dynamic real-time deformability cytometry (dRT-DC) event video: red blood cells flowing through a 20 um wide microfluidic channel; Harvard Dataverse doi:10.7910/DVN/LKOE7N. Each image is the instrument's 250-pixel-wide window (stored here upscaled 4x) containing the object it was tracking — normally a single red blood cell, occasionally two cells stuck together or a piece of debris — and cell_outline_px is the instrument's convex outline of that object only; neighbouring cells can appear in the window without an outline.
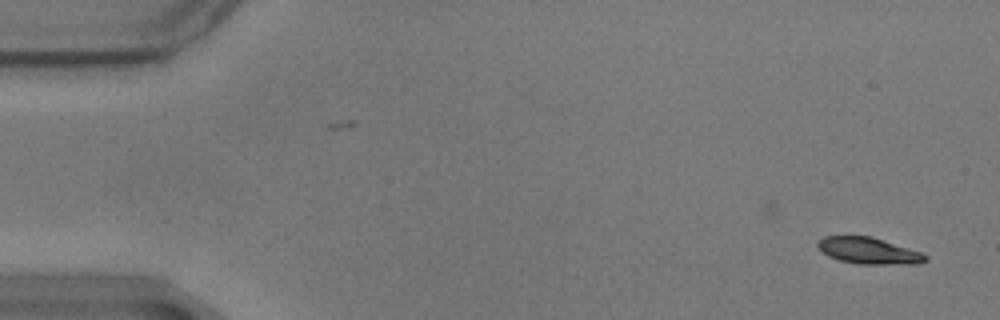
{"species": "common noctule bat (a hibernating species)", "species_latin": "Nyctalus noctula", "temperature_condition": "warm", "stored_images_in_passage": 53, "camera_frame_rate_fps": 3000, "um_per_image_px": 0.085, "animal": {"sex": "male", "body_mass_g": 17.9}, "frame": {"image": 1, "passage_image": 2, "time_ms": 0.333, "image_size_px": [1000, 320], "cell_outline_px": [[928, 260], [920, 264], [860, 264], [840, 260], [828, 256], [816, 244], [824, 236], [872, 236], [920, 252], [928, 256]], "centroid_in_image_um": [73.87, 21.32], "position_along_channel_um": 11.1, "area_um2": 16.47}}
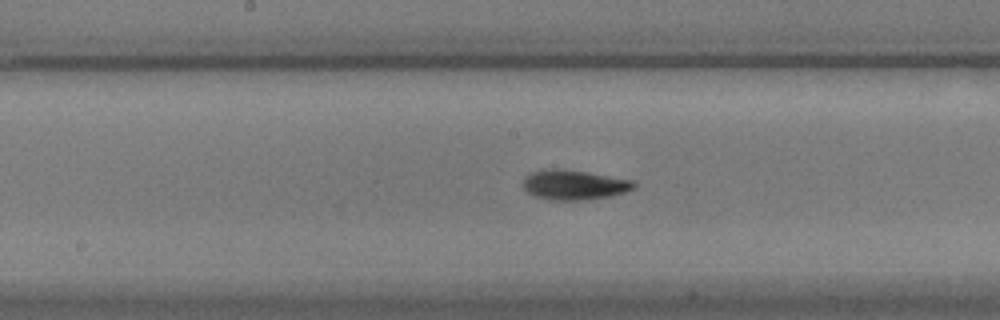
{"frame": {"image": 2, "passage_image": 29, "time_ms": 9.333, "image_size_px": [1000, 320], "cell_outline_px": [[636, 188], [612, 196], [588, 200], [548, 200], [536, 196], [528, 192], [524, 188], [524, 176], [528, 172], [544, 168], [564, 168], [588, 172], [632, 180], [636, 184]], "centroid_in_image_um": [48.78, 15.69], "position_along_channel_um": 199.4, "area_um2": 19.65}}
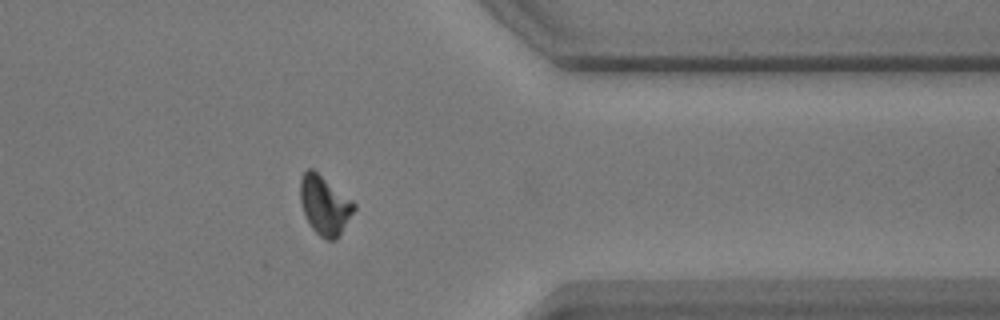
{"frame": {"image": 3, "passage_image": 46, "time_ms": 15.0, "image_size_px": [1000, 320], "cell_outline_px": [[356, 208], [336, 240], [328, 240], [320, 236], [312, 228], [300, 204], [300, 180], [304, 172], [308, 168], [312, 168], [352, 200], [356, 204]], "centroid_in_image_um": [27.59, 17.43], "position_along_channel_um": 383.8, "area_um2": 18.26}, "authors_computed_cell_mechanics": {"area_um2": 17.6868, "velocity_mm_per_s": 3.4757, "shape_relaxation_time_tau1_ms": 3.6837, "shape_relaxation_time_tau2_ms": 3.8615, "deformation_change_tau1": 0.142, "deformation_change_tau2": 0.0849}}